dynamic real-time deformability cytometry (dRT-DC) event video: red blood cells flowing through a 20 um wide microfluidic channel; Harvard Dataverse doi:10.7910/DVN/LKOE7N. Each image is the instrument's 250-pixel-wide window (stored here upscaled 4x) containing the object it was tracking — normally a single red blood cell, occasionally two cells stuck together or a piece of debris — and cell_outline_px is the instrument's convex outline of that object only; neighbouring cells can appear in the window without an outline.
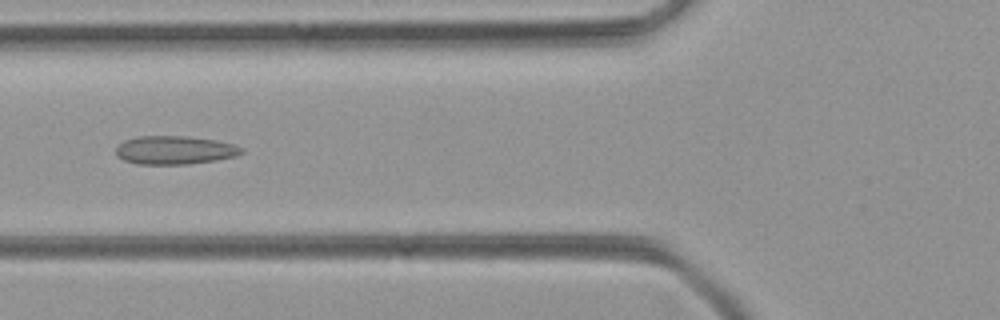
{"species": "common noctule bat (a hibernating species)", "species_latin": "Nyctalus noctula", "temperature_condition": "room temperature", "stored_images_in_passage": 45, "camera_frame_rate_fps": 3000, "um_per_image_px": 0.085, "animal": {"sex": "female", "body_mass_g": 21.9}, "frame": {"image": 1, "passage_image": 13, "time_ms": 4.0, "image_size_px": [1000, 320], "cell_outline_px": [[244, 152], [236, 156], [216, 160], [188, 164], [136, 164], [124, 160], [116, 156], [116, 148], [124, 140], [140, 136], [188, 136], [216, 140], [232, 144], [244, 148]], "centroid_in_image_um": [14.85, 12.76], "position_along_channel_um": 110.9, "area_um2": 20.87}}
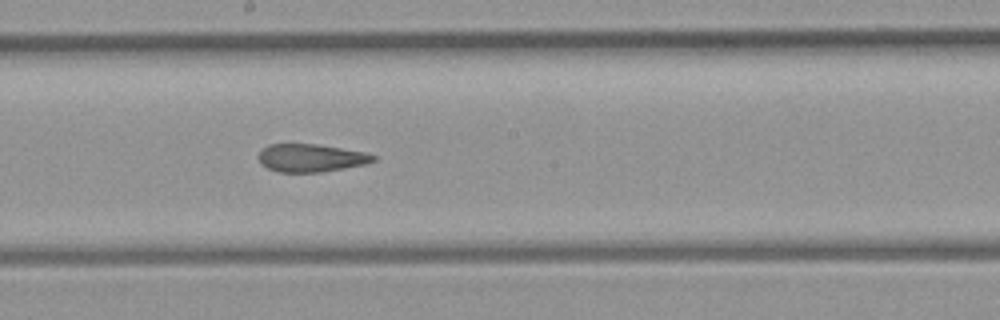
{"frame": {"image": 2, "passage_image": 21, "time_ms": 6.667, "image_size_px": [1000, 320], "cell_outline_px": [[376, 160], [364, 164], [344, 168], [320, 172], [280, 172], [268, 168], [256, 156], [268, 144], [316, 144], [364, 152], [376, 156]], "centroid_in_image_um": [26.42, 13.42], "position_along_channel_um": 221.8, "area_um2": 18.38}}
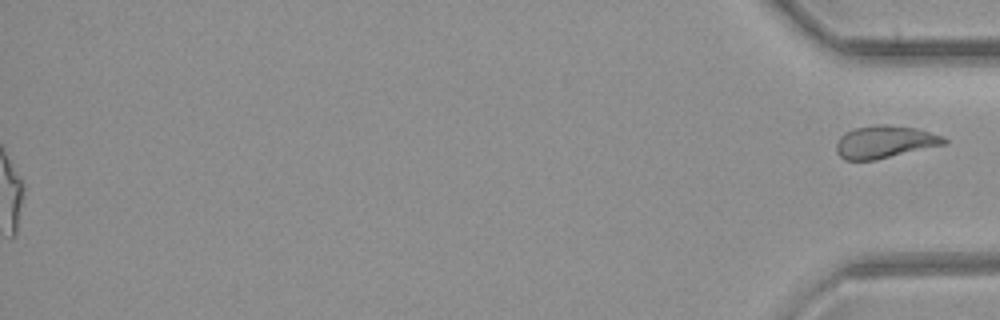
{"frame": {"image": 3, "passage_image": 45, "time_ms": 14.667, "image_size_px": [1000, 320], "cell_outline_px": [[948, 140], [944, 144], [876, 160], [844, 160], [836, 152], [836, 144], [840, 136], [856, 128], [876, 124], [884, 124], [916, 128], [944, 136]], "centroid_in_image_um": [75.2, 12.06], "position_along_channel_um": 360.0, "area_um2": 20.29}}